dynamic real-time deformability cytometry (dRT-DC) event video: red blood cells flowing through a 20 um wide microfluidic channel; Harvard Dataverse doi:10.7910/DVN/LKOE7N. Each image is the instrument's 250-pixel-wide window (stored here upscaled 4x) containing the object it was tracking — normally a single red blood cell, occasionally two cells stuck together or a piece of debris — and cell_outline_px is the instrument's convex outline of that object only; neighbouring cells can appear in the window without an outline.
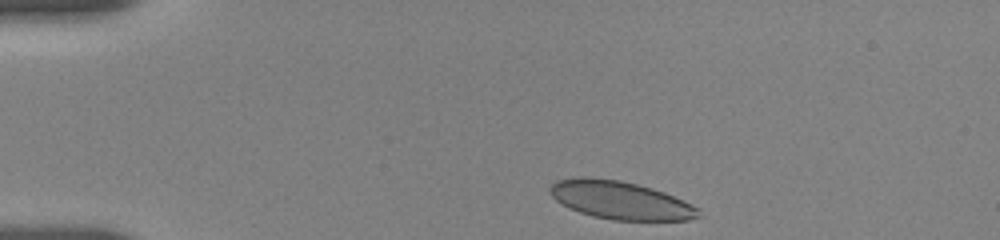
{"species": "human", "species_latin": "Homo sapiens", "temperature_condition": "room temperature", "stored_images_in_passage": 10, "camera_frame_rate_fps": 3000, "um_per_image_px": 0.085, "donor": {"sex": "female"}, "frame": {"image": 1, "passage_image": 1, "time_ms": 0.0, "image_size_px": [1000, 240], "cell_outline_px": [[700, 216], [688, 220], [612, 220], [592, 216], [568, 208], [556, 200], [548, 192], [548, 188], [556, 180], [576, 176], [588, 176], [620, 180], [652, 188], [664, 192], [684, 200], [700, 208]], "centroid_in_image_um": [52.7, 17.0], "position_along_channel_um": 32.3, "area_um2": 33.29}}
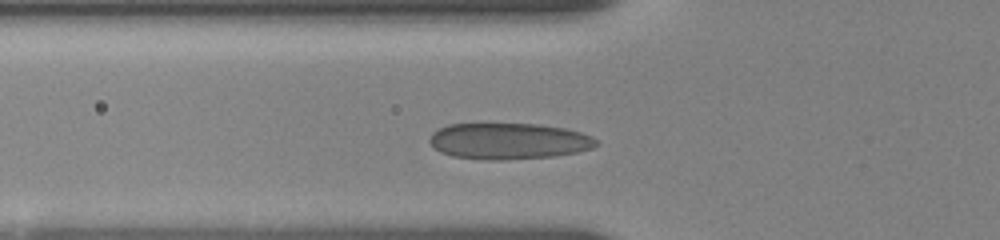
{"frame": {"image": 2, "passage_image": 9, "time_ms": 3.0, "image_size_px": [1000, 240], "cell_outline_px": [[600, 144], [592, 148], [576, 152], [552, 156], [500, 160], [484, 160], [452, 156], [440, 152], [428, 140], [432, 132], [448, 124], [540, 124], [564, 128], [580, 132], [592, 136]], "centroid_in_image_um": [43.23, 11.99], "position_along_channel_um": 82.6, "area_um2": 35.14}}